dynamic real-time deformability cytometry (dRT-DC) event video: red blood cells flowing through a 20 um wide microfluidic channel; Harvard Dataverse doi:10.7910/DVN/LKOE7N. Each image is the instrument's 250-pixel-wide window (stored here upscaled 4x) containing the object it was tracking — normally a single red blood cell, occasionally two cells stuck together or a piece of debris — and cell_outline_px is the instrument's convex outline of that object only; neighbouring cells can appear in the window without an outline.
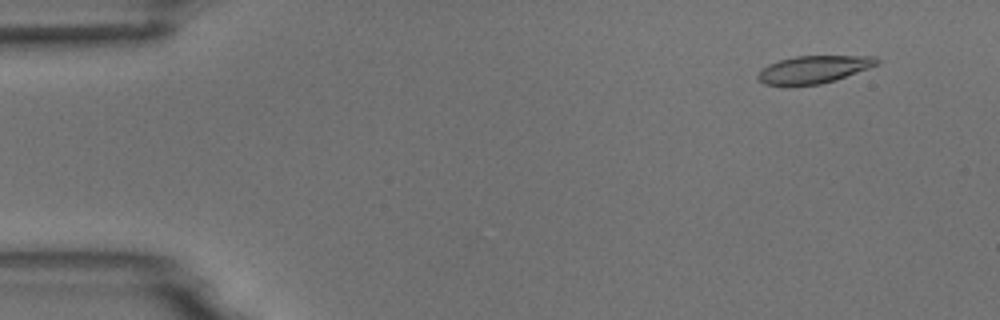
{"species": "common noctule bat (a hibernating species)", "species_latin": "Nyctalus noctula", "temperature_condition": "room temperature", "stored_images_in_passage": 4, "camera_frame_rate_fps": 3000, "um_per_image_px": 0.085, "animal": {"sex": "male", "body_mass_g": 18.8}, "frame": {"image": 1, "passage_image": 1, "time_ms": 0.0, "image_size_px": [1000, 320], "cell_outline_px": [[880, 64], [836, 80], [820, 84], [788, 88], [764, 84], [756, 80], [756, 76], [768, 64], [780, 60], [796, 56], [876, 56], [880, 60]], "centroid_in_image_um": [69.13, 5.94], "position_along_channel_um": 15.9, "area_um2": 19.71}}
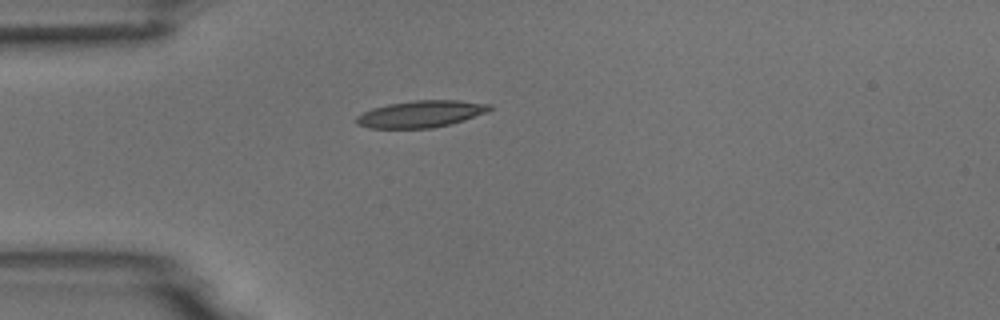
{"frame": {"image": 2, "passage_image": 4, "time_ms": 3.333, "image_size_px": [1000, 320], "cell_outline_px": [[492, 108], [488, 112], [464, 120], [432, 128], [368, 128], [356, 124], [352, 120], [356, 116], [372, 108], [388, 104], [416, 100], [456, 100], [492, 104]], "centroid_in_image_um": [35.75, 9.69], "position_along_channel_um": 49.3, "area_um2": 20.92}}